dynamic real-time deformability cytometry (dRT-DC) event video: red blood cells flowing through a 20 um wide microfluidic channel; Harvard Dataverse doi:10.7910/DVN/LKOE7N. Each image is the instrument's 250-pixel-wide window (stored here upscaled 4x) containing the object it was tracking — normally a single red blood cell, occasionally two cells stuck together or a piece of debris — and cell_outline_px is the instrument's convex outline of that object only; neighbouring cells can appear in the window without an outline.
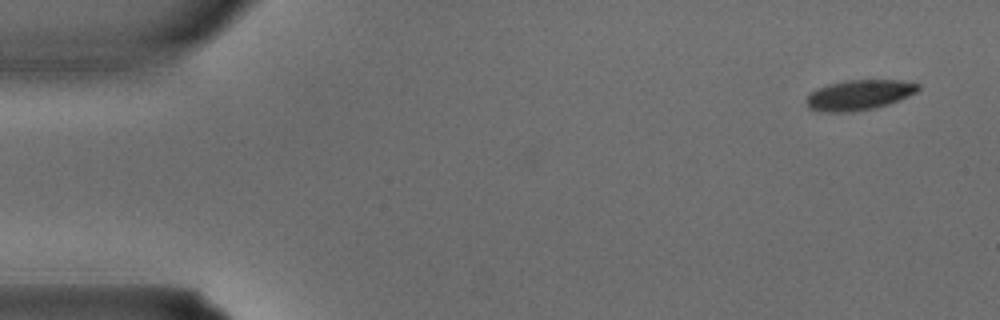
{"species": "common noctule bat (a hibernating species)", "species_latin": "Nyctalus noctula", "temperature_condition": "warm", "stored_images_in_passage": 2, "camera_frame_rate_fps": 3000, "um_per_image_px": 0.085, "animal": {"sex": "male", "body_mass_g": 15.6}, "frame": {"image": 1, "passage_image": 2, "time_ms": 0.333, "image_size_px": [1000, 320], "cell_outline_px": [[920, 88], [916, 92], [900, 100], [876, 108], [848, 112], [828, 112], [812, 108], [804, 100], [816, 88], [828, 84], [848, 80], [900, 80], [920, 84]], "centroid_in_image_um": [73.06, 8.06], "position_along_channel_um": 11.9, "area_um2": 19.54}}